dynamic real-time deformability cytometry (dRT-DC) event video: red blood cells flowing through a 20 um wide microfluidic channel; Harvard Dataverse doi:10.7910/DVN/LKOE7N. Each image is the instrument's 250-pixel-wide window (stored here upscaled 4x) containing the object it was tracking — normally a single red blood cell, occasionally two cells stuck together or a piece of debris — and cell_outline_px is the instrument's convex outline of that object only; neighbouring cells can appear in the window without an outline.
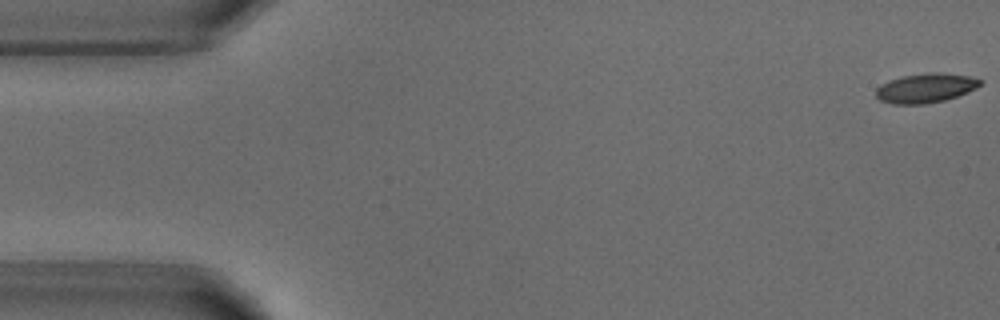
{"species": "common noctule bat (a hibernating species)", "species_latin": "Nyctalus noctula", "temperature_condition": "warm", "stored_images_in_passage": 5, "camera_frame_rate_fps": 3000, "um_per_image_px": 0.085, "animal": {"sex": "male", "body_mass_g": 18.8}, "frame": {"image": 1, "passage_image": 1, "time_ms": 0.0, "image_size_px": [1000, 320], "cell_outline_px": [[980, 84], [976, 88], [968, 92], [944, 100], [924, 104], [892, 104], [880, 100], [876, 96], [876, 88], [880, 84], [888, 80], [900, 76], [928, 72], [940, 72], [968, 76], [980, 80]], "centroid_in_image_um": [78.62, 7.48], "position_along_channel_um": 6.4, "area_um2": 17.86}}
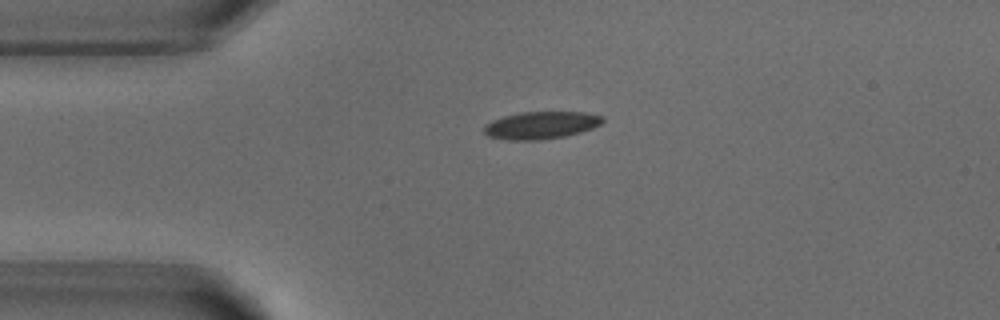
{"frame": {"image": 2, "passage_image": 4, "time_ms": 3.667, "image_size_px": [1000, 320], "cell_outline_px": [[604, 120], [600, 124], [592, 128], [580, 132], [564, 136], [540, 140], [508, 140], [488, 136], [484, 132], [484, 124], [492, 120], [504, 116], [520, 112], [584, 112], [604, 116]], "centroid_in_image_um": [45.97, 10.64], "position_along_channel_um": 39.0, "area_um2": 18.96}}